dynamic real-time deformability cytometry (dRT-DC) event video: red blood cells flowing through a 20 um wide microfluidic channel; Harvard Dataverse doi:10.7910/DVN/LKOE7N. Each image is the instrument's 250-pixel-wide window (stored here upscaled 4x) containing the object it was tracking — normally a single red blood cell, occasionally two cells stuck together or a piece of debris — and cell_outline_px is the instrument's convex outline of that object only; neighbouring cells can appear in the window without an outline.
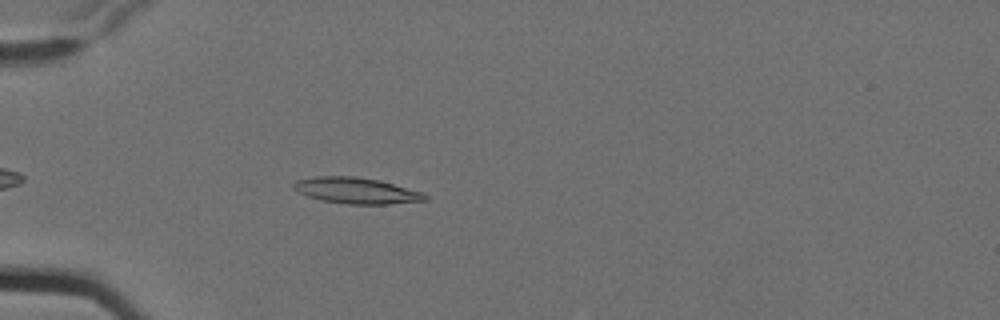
{"species": "Egyptian fruit bat (a non-hibernating species)", "species_latin": "Rousettus aegyptiacus", "temperature_condition": "cold", "stored_images_in_passage": 5, "camera_frame_rate_fps": 3000, "um_per_image_px": 0.085, "animal": {"sex": "female"}, "frame": {"image": 1, "passage_image": 4, "time_ms": 1.0, "image_size_px": [1000, 320], "cell_outline_px": [[428, 200], [388, 204], [348, 204], [320, 200], [296, 192], [292, 188], [292, 184], [296, 180], [312, 176], [356, 176], [380, 180], [424, 192], [428, 196]], "centroid_in_image_um": [30.27, 16.19], "position_along_channel_um": 54.7, "area_um2": 20.29}}